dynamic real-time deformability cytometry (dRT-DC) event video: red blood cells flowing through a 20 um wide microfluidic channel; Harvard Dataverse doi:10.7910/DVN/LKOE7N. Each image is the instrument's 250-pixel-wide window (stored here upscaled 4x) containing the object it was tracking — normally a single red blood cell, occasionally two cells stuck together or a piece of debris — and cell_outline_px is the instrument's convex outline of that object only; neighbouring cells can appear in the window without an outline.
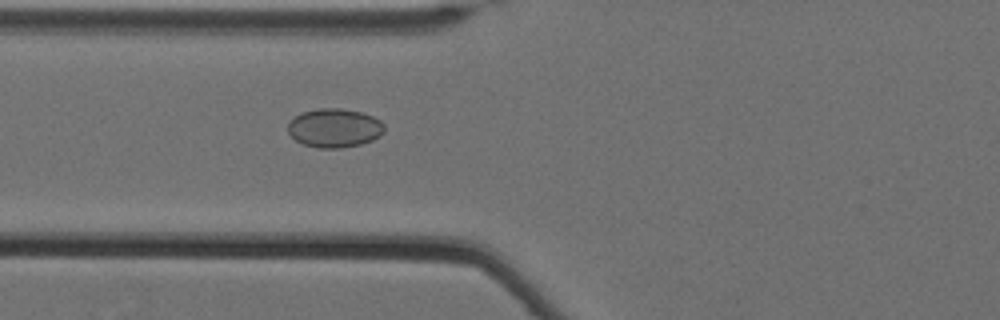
{"species": "Egyptian fruit bat (a non-hibernating species)", "species_latin": "Rousettus aegyptiacus", "temperature_condition": "cold", "stored_images_in_passage": 7, "camera_frame_rate_fps": 3000, "um_per_image_px": 0.085, "animal": {"sex": "female"}, "frame": {"image": 1, "passage_image": 3, "time_ms": 0.667, "image_size_px": [1000, 320], "cell_outline_px": [[384, 132], [380, 136], [372, 140], [360, 144], [340, 148], [316, 148], [304, 144], [296, 140], [288, 132], [288, 120], [300, 112], [316, 108], [340, 108], [360, 112], [372, 116], [380, 120], [384, 124]], "centroid_in_image_um": [28.4, 10.87], "position_along_channel_um": 97.4, "area_um2": 22.02}}